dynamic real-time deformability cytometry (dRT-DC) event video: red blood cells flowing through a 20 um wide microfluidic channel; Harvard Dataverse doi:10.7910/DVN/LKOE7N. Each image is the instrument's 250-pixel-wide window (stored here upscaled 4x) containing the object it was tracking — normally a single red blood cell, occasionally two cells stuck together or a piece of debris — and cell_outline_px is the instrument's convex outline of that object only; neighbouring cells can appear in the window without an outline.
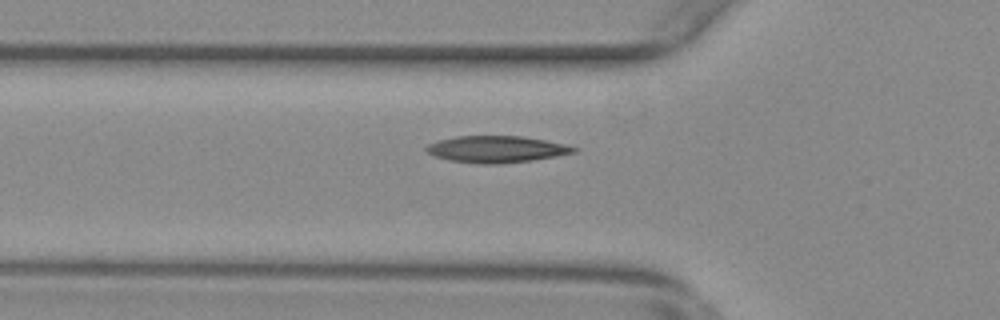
{"species": "common noctule bat (a hibernating species)", "species_latin": "Nyctalus noctula", "temperature_condition": "warm", "stored_images_in_passage": 38, "camera_frame_rate_fps": 3000, "um_per_image_px": 0.085, "animal": {"sex": "female", "body_mass_g": 29.2, "forearm_length_mm": 56.3}, "frame": {"image": 1, "passage_image": 2, "time_ms": 0.333, "image_size_px": [1000, 320], "cell_outline_px": [[580, 148], [576, 152], [556, 156], [532, 160], [500, 164], [484, 164], [452, 160], [436, 156], [428, 152], [424, 148], [428, 144], [440, 140], [456, 136], [524, 136], [564, 144]], "centroid_in_image_um": [42.24, 12.68], "position_along_channel_um": 83.6, "area_um2": 22.72}}
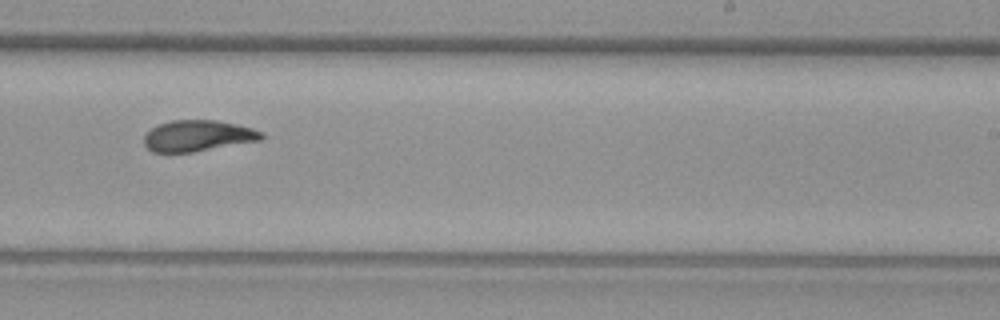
{"frame": {"image": 2, "passage_image": 17, "time_ms": 5.333, "image_size_px": [1000, 320], "cell_outline_px": [[264, 136], [260, 140], [192, 152], [152, 152], [144, 144], [144, 136], [152, 128], [160, 124], [172, 120], [216, 120], [236, 124], [252, 128], [264, 132]], "centroid_in_image_um": [16.82, 11.54], "position_along_channel_um": 272.2, "area_um2": 21.1}}
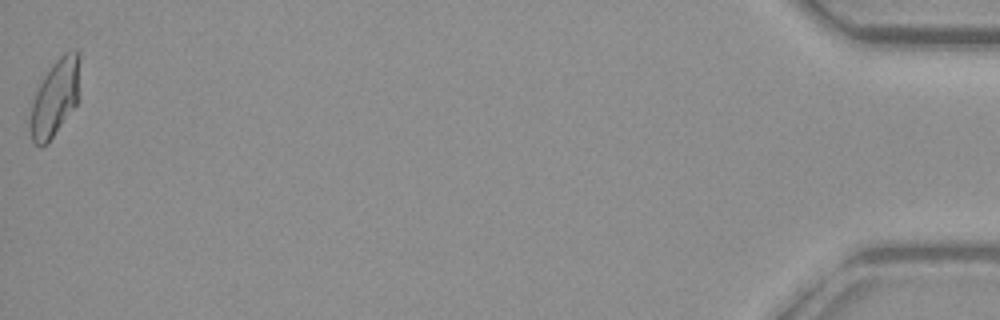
{"frame": {"image": 3, "passage_image": 38, "time_ms": 12.333, "image_size_px": [1000, 320], "cell_outline_px": [[80, 100], [48, 144], [40, 148], [32, 140], [28, 128], [28, 120], [32, 104], [36, 92], [44, 76], [52, 64], [64, 52], [76, 48], [80, 52]], "centroid_in_image_um": [4.71, 8.32], "position_along_channel_um": 430.5, "area_um2": 23.06}}